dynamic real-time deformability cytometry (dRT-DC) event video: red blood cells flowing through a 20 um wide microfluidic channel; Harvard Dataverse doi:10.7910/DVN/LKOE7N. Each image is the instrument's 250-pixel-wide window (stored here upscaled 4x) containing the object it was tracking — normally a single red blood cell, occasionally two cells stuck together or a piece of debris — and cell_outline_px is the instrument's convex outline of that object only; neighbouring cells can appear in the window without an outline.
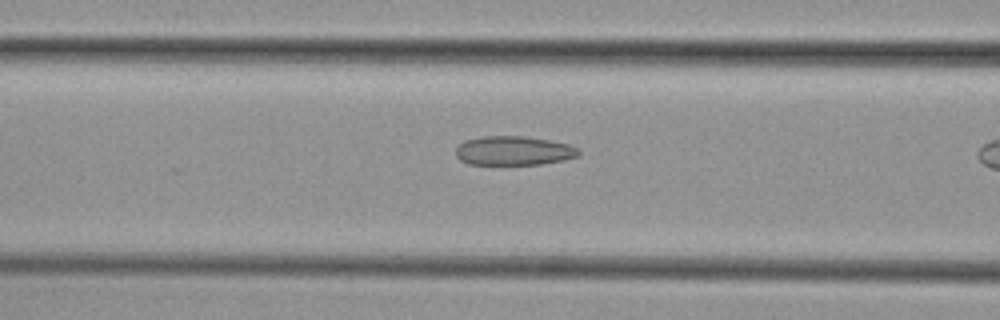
{"species": "common noctule bat (a hibernating species)", "species_latin": "Nyctalus noctula", "temperature_condition": "cold", "stored_images_in_passage": 8, "camera_frame_rate_fps": 3000, "um_per_image_px": 0.085, "animal": {"sex": "female", "body_mass_g": 29.2, "forearm_length_mm": 56.3}, "frame": {"image": 1, "passage_image": 7, "time_ms": 2.0, "image_size_px": [1000, 320], "cell_outline_px": [[580, 152], [576, 156], [564, 160], [540, 164], [468, 164], [460, 160], [456, 156], [456, 148], [464, 140], [480, 136], [524, 136], [548, 140], [568, 144], [576, 148]], "centroid_in_image_um": [43.61, 12.8], "position_along_channel_um": 123.0, "area_um2": 20.75}}